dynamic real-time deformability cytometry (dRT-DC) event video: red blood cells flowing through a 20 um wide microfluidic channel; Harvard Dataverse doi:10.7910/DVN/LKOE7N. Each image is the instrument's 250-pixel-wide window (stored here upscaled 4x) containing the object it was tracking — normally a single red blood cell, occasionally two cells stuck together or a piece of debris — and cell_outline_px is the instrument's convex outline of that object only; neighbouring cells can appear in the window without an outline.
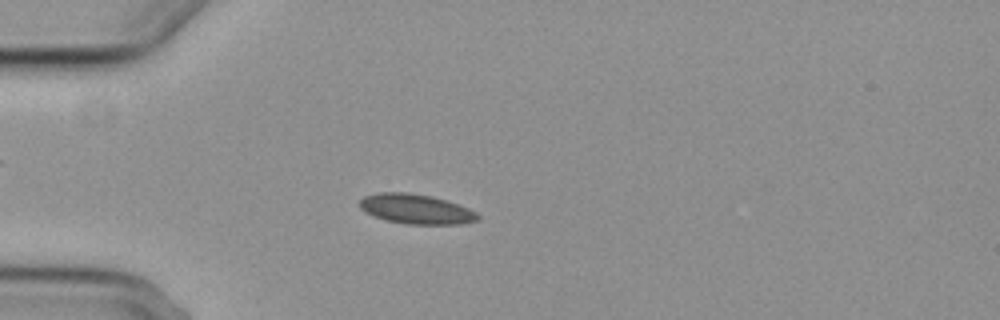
{"species": "common noctule bat (a hibernating species)", "species_latin": "Nyctalus noctula", "temperature_condition": "cold", "stored_images_in_passage": 4, "camera_frame_rate_fps": 3000, "um_per_image_px": 0.085, "animal": {"sex": "female", "body_mass_g": 29.2, "forearm_length_mm": 56.3}, "frame": {"image": 1, "passage_image": 4, "time_ms": 3.667, "image_size_px": [1000, 320], "cell_outline_px": [[480, 220], [460, 224], [408, 224], [384, 220], [364, 212], [360, 208], [360, 200], [364, 196], [376, 192], [404, 192], [432, 196], [468, 208], [476, 212], [480, 216]], "centroid_in_image_um": [35.34, 17.77], "position_along_channel_um": 49.7, "area_um2": 20.52}}